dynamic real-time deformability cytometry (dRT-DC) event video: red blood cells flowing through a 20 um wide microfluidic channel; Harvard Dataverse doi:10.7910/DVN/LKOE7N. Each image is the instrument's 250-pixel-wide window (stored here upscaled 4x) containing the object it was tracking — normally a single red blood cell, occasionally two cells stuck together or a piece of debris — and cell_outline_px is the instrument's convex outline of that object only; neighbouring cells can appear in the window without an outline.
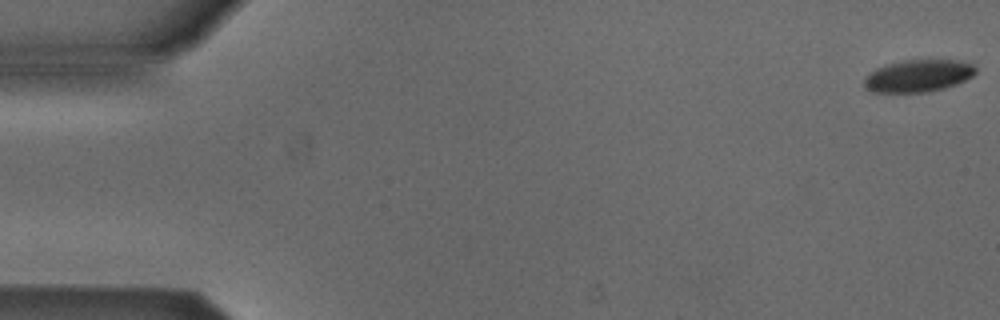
{"species": "Egyptian fruit bat (a non-hibernating species)", "species_latin": "Rousettus aegyptiacus", "temperature_condition": "cold", "stored_images_in_passage": 19, "camera_frame_rate_fps": 3000, "um_per_image_px": 0.085, "animal": {"sex": "male"}, "frame": {"image": 1, "passage_image": 1, "time_ms": 0.0, "image_size_px": [1000, 320], "cell_outline_px": [[976, 72], [972, 76], [956, 84], [944, 88], [928, 92], [872, 92], [864, 88], [864, 76], [868, 72], [884, 64], [904, 60], [956, 60], [972, 64], [976, 68]], "centroid_in_image_um": [77.99, 6.44], "position_along_channel_um": 7.0, "area_um2": 21.1}}
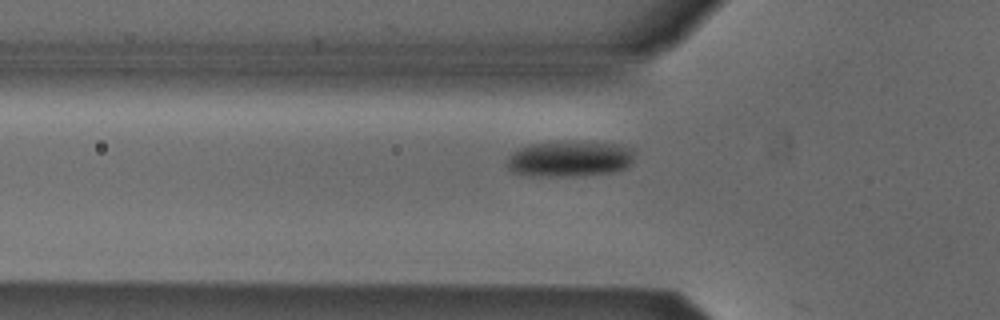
{"frame": {"image": 2, "passage_image": 18, "time_ms": 5.667, "image_size_px": [1000, 320], "cell_outline_px": [[632, 160], [624, 168], [612, 172], [584, 176], [524, 176], [512, 172], [504, 164], [504, 160], [512, 152], [520, 148], [532, 144], [576, 140], [620, 144], [632, 148]], "centroid_in_image_um": [48.35, 13.5], "position_along_channel_um": 77.5, "area_um2": 27.22}}